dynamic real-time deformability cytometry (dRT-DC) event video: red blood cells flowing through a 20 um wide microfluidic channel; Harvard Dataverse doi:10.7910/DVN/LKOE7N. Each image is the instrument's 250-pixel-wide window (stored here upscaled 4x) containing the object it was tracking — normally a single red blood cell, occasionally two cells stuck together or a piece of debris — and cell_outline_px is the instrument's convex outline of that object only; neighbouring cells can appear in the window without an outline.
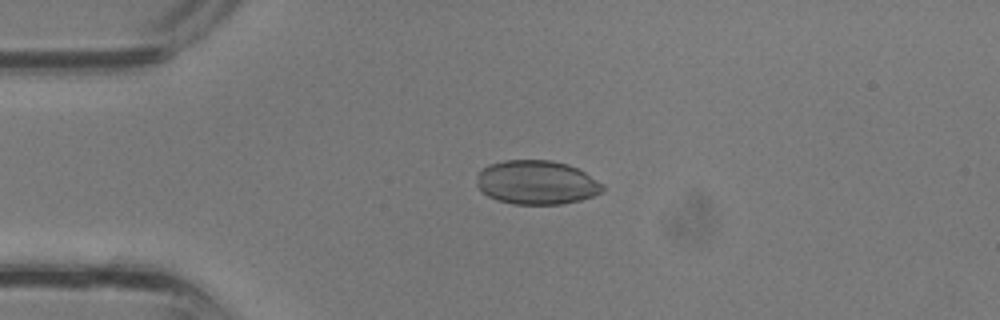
{"species": "common noctule bat (a hibernating species)", "species_latin": "Nyctalus noctula", "temperature_condition": "room temperature", "stored_images_in_passage": 26, "camera_frame_rate_fps": 3000, "um_per_image_px": 0.085, "animal": {"sex": "male", "body_mass_g": 13.3}, "frame": {"image": 1, "passage_image": 2, "time_ms": 0.333, "image_size_px": [1000, 320], "cell_outline_px": [[604, 192], [580, 200], [560, 204], [512, 204], [496, 200], [480, 192], [476, 184], [480, 172], [488, 164], [504, 160], [552, 160], [568, 164], [584, 172], [604, 184]], "centroid_in_image_um": [45.61, 15.51], "position_along_channel_um": 39.4, "area_um2": 32.43}}
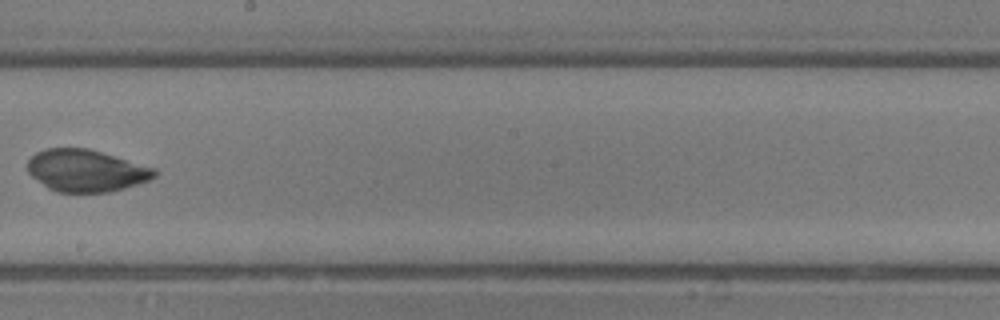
{"frame": {"image": 2, "passage_image": 14, "time_ms": 4.333, "image_size_px": [1000, 320], "cell_outline_px": [[156, 176], [148, 180], [124, 188], [108, 192], [56, 192], [48, 188], [32, 176], [28, 172], [28, 160], [36, 152], [48, 148], [88, 148], [156, 168]], "centroid_in_image_um": [7.31, 14.5], "position_along_channel_um": 240.9, "area_um2": 30.92}}
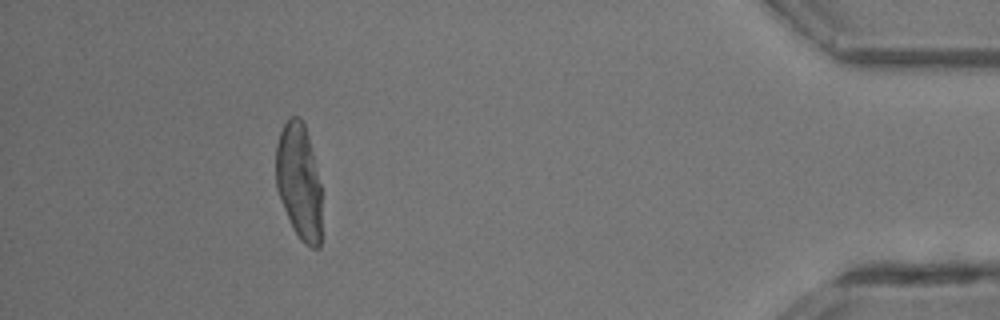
{"frame": {"image": 3, "passage_image": 26, "time_ms": 8.333, "image_size_px": [1000, 320], "cell_outline_px": [[320, 248], [312, 248], [304, 244], [300, 240], [292, 228], [276, 188], [276, 144], [280, 132], [284, 124], [292, 116], [300, 116], [304, 124], [308, 136], [320, 184]], "centroid_in_image_um": [25.39, 15.44], "position_along_channel_um": 409.8, "area_um2": 30.69}}